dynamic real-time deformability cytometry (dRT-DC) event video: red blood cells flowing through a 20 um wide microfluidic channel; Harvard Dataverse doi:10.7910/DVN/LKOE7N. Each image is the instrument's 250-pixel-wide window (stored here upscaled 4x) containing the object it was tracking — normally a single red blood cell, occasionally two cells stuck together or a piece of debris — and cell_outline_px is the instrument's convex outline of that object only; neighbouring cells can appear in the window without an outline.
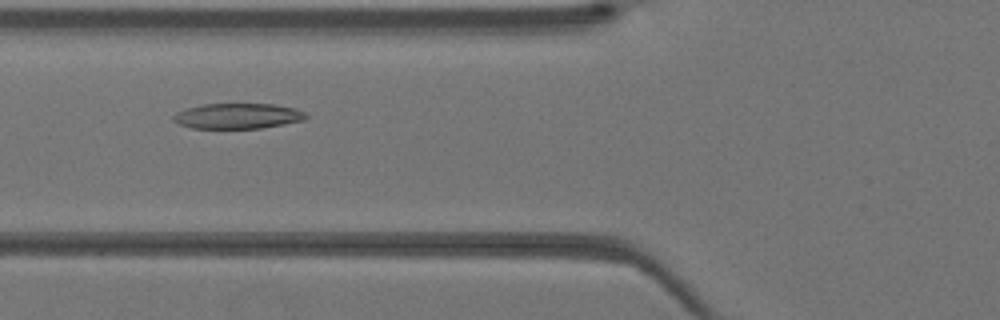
{"species": "Egyptian fruit bat (a non-hibernating species)", "species_latin": "Rousettus aegyptiacus", "temperature_condition": "warm", "stored_images_in_passage": 39, "camera_frame_rate_fps": 3000, "um_per_image_px": 0.085, "animal": {"sex": "female"}, "frame": {"image": 1, "passage_image": 13, "time_ms": 4.0, "image_size_px": [1000, 320], "cell_outline_px": [[308, 116], [304, 120], [284, 124], [260, 128], [192, 128], [180, 124], [172, 120], [172, 116], [176, 112], [188, 108], [204, 104], [272, 104], [296, 108], [304, 112]], "centroid_in_image_um": [20.21, 9.86], "position_along_channel_um": 105.6, "area_um2": 19.54}}
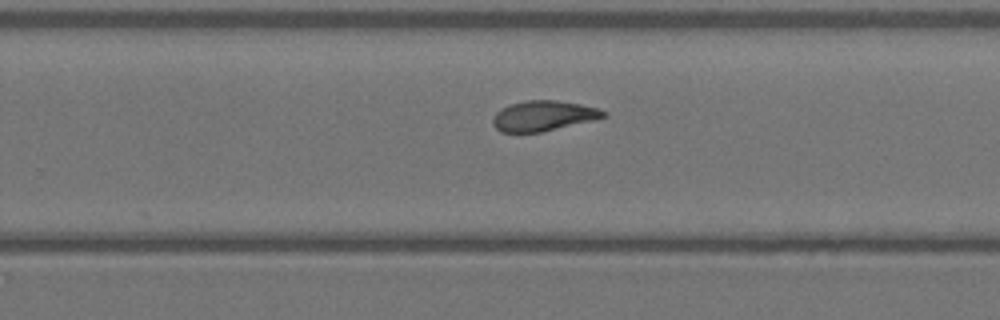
{"frame": {"image": 2, "passage_image": 24, "time_ms": 7.667, "image_size_px": [1000, 320], "cell_outline_px": [[608, 116], [592, 120], [540, 132], [500, 132], [492, 124], [492, 120], [496, 112], [500, 108], [508, 104], [524, 100], [556, 100], [580, 104], [600, 108], [608, 112]], "centroid_in_image_um": [46.17, 9.83], "position_along_channel_um": 283.6, "area_um2": 19.59}}
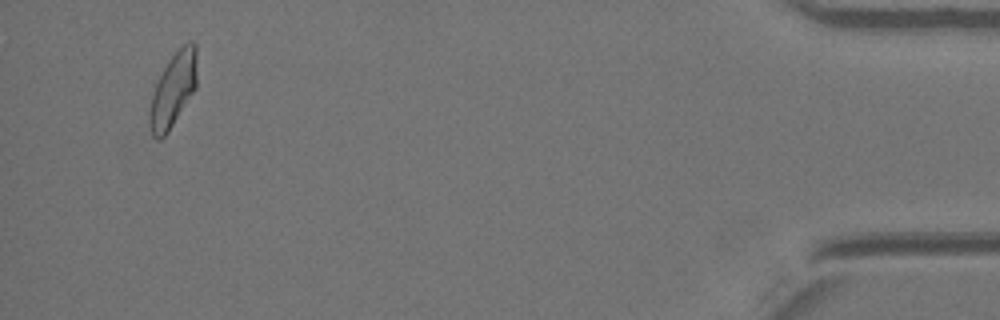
{"frame": {"image": 3, "passage_image": 37, "time_ms": 12.0, "image_size_px": [1000, 320], "cell_outline_px": [[196, 88], [168, 132], [160, 140], [152, 136], [148, 124], [148, 112], [152, 92], [168, 60], [184, 44], [192, 40], [196, 44]], "centroid_in_image_um": [14.69, 7.67], "position_along_channel_um": 420.5, "area_um2": 20.46}}